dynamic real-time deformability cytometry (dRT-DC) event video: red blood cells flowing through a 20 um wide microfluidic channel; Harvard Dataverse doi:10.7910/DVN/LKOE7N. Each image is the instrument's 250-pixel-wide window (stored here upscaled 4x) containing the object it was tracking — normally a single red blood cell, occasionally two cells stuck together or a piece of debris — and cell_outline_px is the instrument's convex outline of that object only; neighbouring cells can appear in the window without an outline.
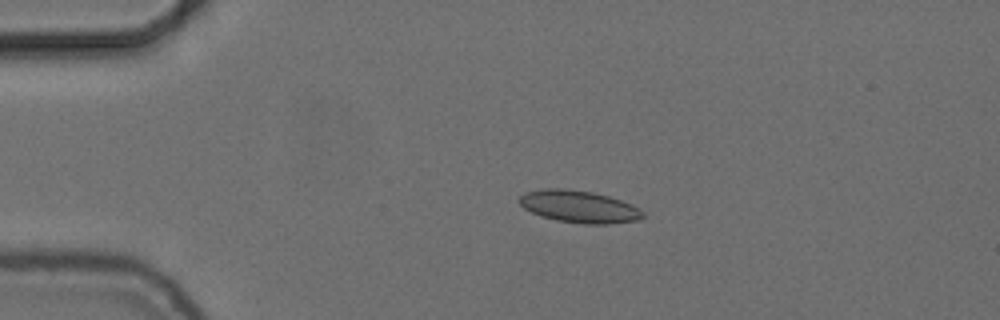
{"species": "common noctule bat (a hibernating species)", "species_latin": "Nyctalus noctula", "temperature_condition": "cold", "stored_images_in_passage": 54, "camera_frame_rate_fps": 3000, "um_per_image_px": 0.085, "animal": {"sex": "female", "body_mass_g": 24.6, "forearm_length_mm": 56.2}, "frame": {"image": 1, "passage_image": 11, "time_ms": 3.333, "image_size_px": [1000, 320], "cell_outline_px": [[644, 216], [636, 220], [608, 224], [584, 224], [556, 220], [540, 216], [524, 208], [520, 204], [520, 196], [528, 192], [544, 188], [560, 188], [592, 192], [608, 196], [632, 204], [640, 208], [644, 212]], "centroid_in_image_um": [49.24, 17.57], "position_along_channel_um": 35.8, "area_um2": 23.0}}
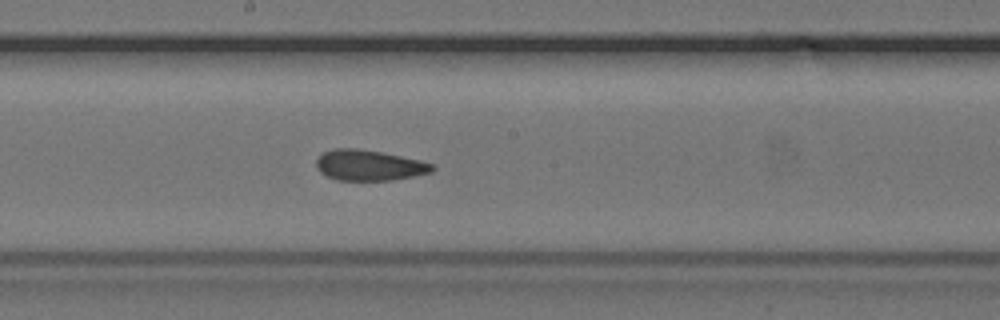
{"frame": {"image": 2, "passage_image": 29, "time_ms": 9.333, "image_size_px": [1000, 320], "cell_outline_px": [[436, 168], [432, 172], [392, 180], [336, 180], [320, 172], [316, 168], [316, 160], [324, 152], [336, 148], [356, 148], [380, 152], [420, 160], [432, 164]], "centroid_in_image_um": [31.36, 14.05], "position_along_channel_um": 216.8, "area_um2": 20.52}}
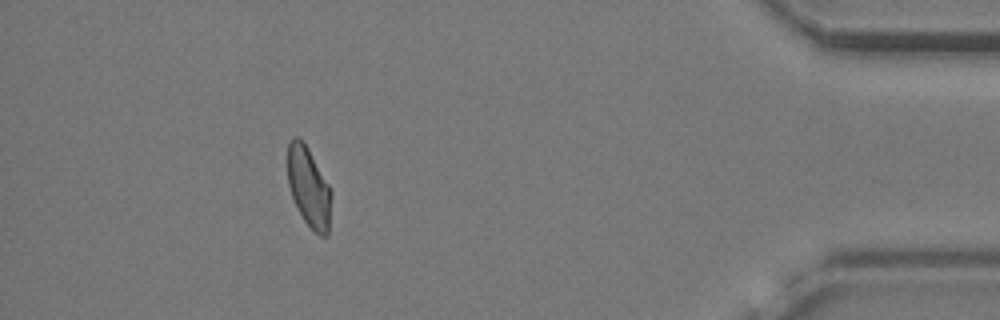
{"frame": {"image": 3, "passage_image": 49, "time_ms": 16.0, "image_size_px": [1000, 320], "cell_outline_px": [[332, 192], [328, 236], [320, 236], [304, 220], [292, 196], [288, 184], [288, 140], [292, 136], [300, 136], [304, 140], [328, 184]], "centroid_in_image_um": [26.24, 15.85], "position_along_channel_um": 409.0, "area_um2": 20.35}, "authors_computed_cell_mechanics": {"area_um2": 21.0392, "velocity_mm_per_s": 3.7115, "shape_relaxation_time_tau1_ms": null, "shape_relaxation_time_tau2_ms": 2.6514, "deformation_change_tau1": null, "deformation_change_tau2": 0.0867}}